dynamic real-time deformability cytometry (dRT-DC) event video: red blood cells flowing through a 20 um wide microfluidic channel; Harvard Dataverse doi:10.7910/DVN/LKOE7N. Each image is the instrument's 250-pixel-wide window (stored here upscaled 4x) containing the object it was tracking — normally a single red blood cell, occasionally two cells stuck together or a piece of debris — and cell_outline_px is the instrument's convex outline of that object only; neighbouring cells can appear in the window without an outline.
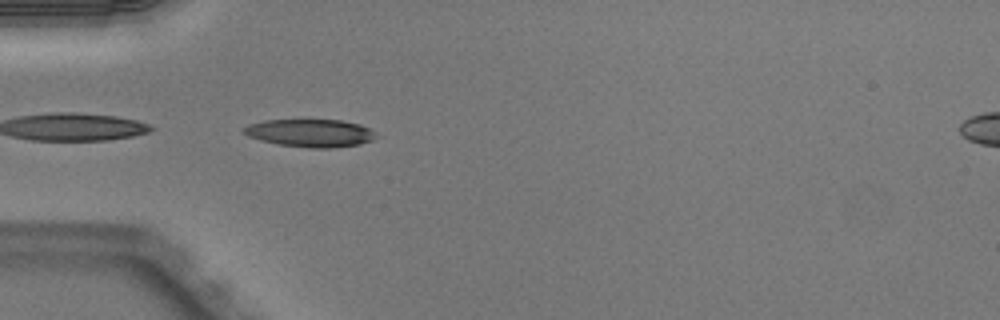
{"species": "Egyptian fruit bat (a non-hibernating species)", "species_latin": "Rousettus aegyptiacus", "temperature_condition": "warm", "stored_images_in_passage": 35, "camera_frame_rate_fps": 3000, "um_per_image_px": 0.085, "animal": {"sex": "male"}, "frame": {"image": 1, "passage_image": 1, "time_ms": 0.0, "image_size_px": [1000, 320], "cell_outline_px": [[380, 136], [372, 140], [360, 144], [332, 148], [312, 148], [280, 144], [260, 140], [248, 136], [244, 132], [244, 128], [248, 124], [264, 120], [340, 120], [360, 124], [376, 132]], "centroid_in_image_um": [26.43, 11.3], "position_along_channel_um": 58.6, "area_um2": 21.39}}
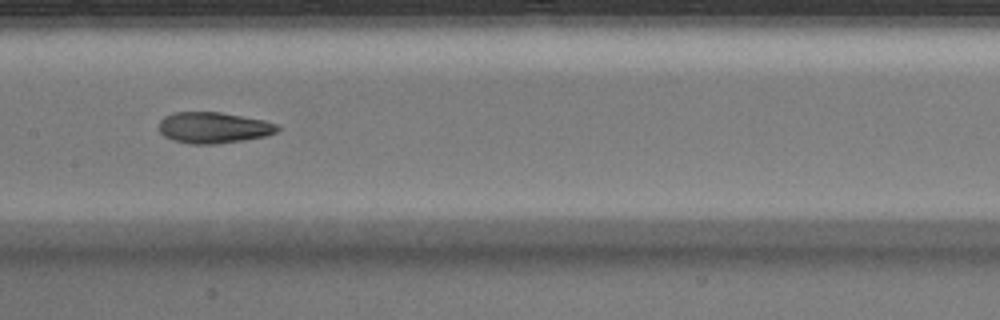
{"frame": {"image": 2, "passage_image": 11, "time_ms": 3.333, "image_size_px": [1000, 320], "cell_outline_px": [[280, 128], [276, 132], [264, 136], [244, 140], [216, 144], [192, 144], [172, 140], [164, 136], [160, 132], [160, 120], [164, 116], [172, 112], [220, 112], [264, 120], [276, 124]], "centroid_in_image_um": [18.13, 10.85], "position_along_channel_um": 189.3, "area_um2": 21.44}, "authors_computed_cell_mechanics": {"area_um2": 22.1952, "velocity_mm_per_s": 4.0448, "shape_relaxation_time_tau1_ms": null, "shape_relaxation_time_tau2_ms": 2.2248, "deformation_change_tau1": null, "deformation_change_tau2": 0.0951}}